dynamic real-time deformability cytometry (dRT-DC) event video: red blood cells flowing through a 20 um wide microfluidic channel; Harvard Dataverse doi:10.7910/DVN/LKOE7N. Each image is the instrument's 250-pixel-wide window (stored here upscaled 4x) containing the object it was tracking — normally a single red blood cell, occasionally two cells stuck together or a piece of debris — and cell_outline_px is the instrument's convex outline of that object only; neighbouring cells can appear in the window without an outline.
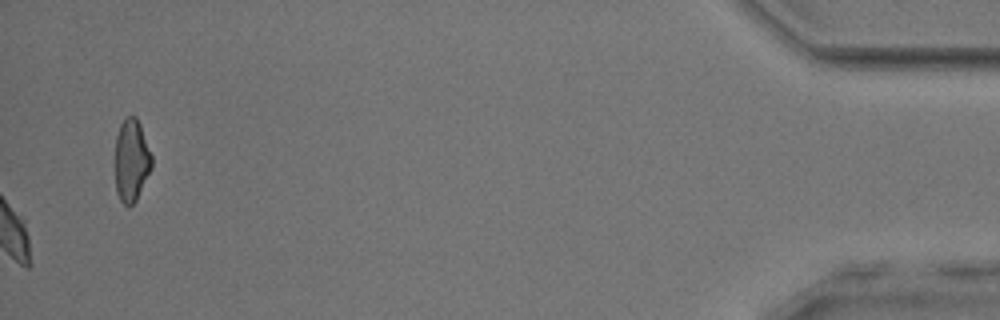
{"species": "common noctule bat (a hibernating species)", "species_latin": "Nyctalus noctula", "temperature_condition": "room temperature", "stored_images_in_passage": 50, "camera_frame_rate_fps": 3000, "um_per_image_px": 0.085, "animal": {"sex": "male", "body_mass_g": 17.9, "forearm_length_mm": 54.2}, "frame": {"image": 1, "passage_image": 50, "time_ms": 16.333, "image_size_px": [1000, 320], "cell_outline_px": [[152, 168], [136, 200], [132, 204], [124, 204], [120, 200], [116, 192], [116, 136], [120, 124], [124, 116], [136, 116], [140, 124], [152, 156]], "centroid_in_image_um": [11.18, 13.6], "position_along_channel_um": 424.0, "area_um2": 17.51}, "authors_computed_cell_mechanics": {"area_um2": 18.9584, "velocity_mm_per_s": 3.8723, "shape_relaxation_time_tau1_ms": 3.7332, "shape_relaxation_time_tau2_ms": 2.2482, "deformation_change_tau1": 0.1376, "deformation_change_tau2": 0.099}}